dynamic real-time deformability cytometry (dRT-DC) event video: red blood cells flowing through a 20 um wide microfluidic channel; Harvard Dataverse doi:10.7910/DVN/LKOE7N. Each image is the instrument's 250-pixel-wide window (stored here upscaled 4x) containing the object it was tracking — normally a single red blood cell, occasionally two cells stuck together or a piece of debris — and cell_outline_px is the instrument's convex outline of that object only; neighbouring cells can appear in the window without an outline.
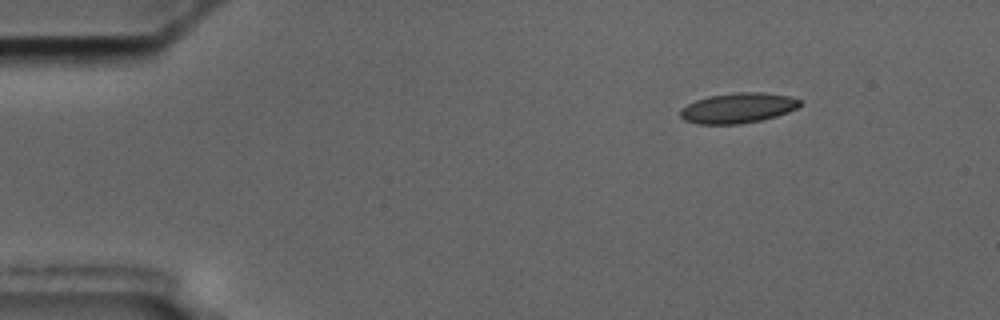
{"species": "common noctule bat (a hibernating species)", "species_latin": "Nyctalus noctula", "temperature_condition": "cold", "stored_images_in_passage": 50, "camera_frame_rate_fps": 3000, "um_per_image_px": 0.085, "animal": {"sex": "male", "body_mass_g": 17.5, "forearm_length_mm": 52.3}, "frame": {"image": 1, "passage_image": 1, "time_ms": 0.0, "image_size_px": [1000, 320], "cell_outline_px": [[804, 104], [788, 112], [776, 116], [760, 120], [740, 124], [696, 124], [684, 120], [680, 116], [680, 108], [696, 100], [708, 96], [736, 92], [764, 92], [788, 96], [800, 100]], "centroid_in_image_um": [62.71, 9.18], "position_along_channel_um": 22.3, "area_um2": 21.15}}
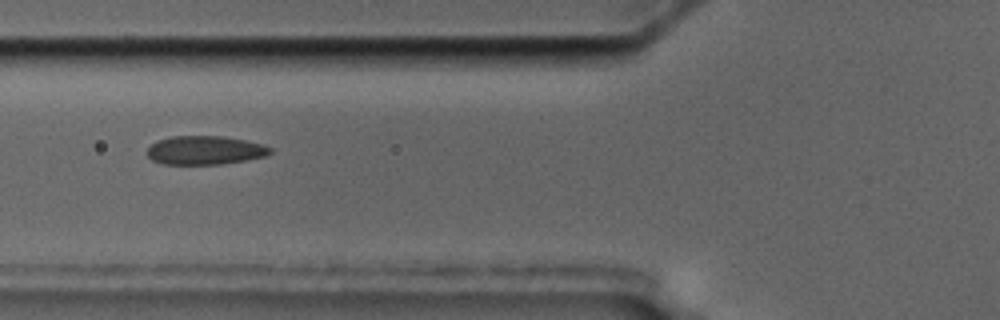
{"frame": {"image": 2, "passage_image": 15, "time_ms": 4.667, "image_size_px": [1000, 320], "cell_outline_px": [[272, 152], [268, 156], [220, 164], [164, 164], [152, 160], [148, 156], [148, 148], [156, 140], [172, 136], [224, 136], [264, 144], [272, 148]], "centroid_in_image_um": [17.45, 12.76], "position_along_channel_um": 108.4, "area_um2": 20.63}}
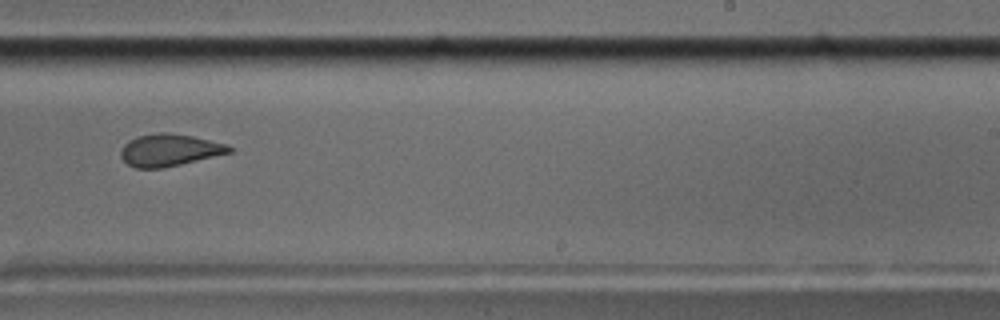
{"frame": {"image": 3, "passage_image": 29, "time_ms": 9.333, "image_size_px": [1000, 320], "cell_outline_px": [[232, 152], [164, 168], [136, 168], [128, 164], [120, 156], [120, 152], [124, 144], [128, 140], [136, 136], [156, 132], [168, 132], [192, 136], [228, 144], [232, 148]], "centroid_in_image_um": [14.38, 12.75], "position_along_channel_um": 274.6, "area_um2": 20.4}, "authors_computed_cell_mechanics": {"area_um2": 21.1259, "velocity_mm_per_s": 3.5633, "shape_relaxation_time_tau1_ms": null, "shape_relaxation_time_tau2_ms": 1.665, "deformation_change_tau1": null, "deformation_change_tau2": 0.0894}}